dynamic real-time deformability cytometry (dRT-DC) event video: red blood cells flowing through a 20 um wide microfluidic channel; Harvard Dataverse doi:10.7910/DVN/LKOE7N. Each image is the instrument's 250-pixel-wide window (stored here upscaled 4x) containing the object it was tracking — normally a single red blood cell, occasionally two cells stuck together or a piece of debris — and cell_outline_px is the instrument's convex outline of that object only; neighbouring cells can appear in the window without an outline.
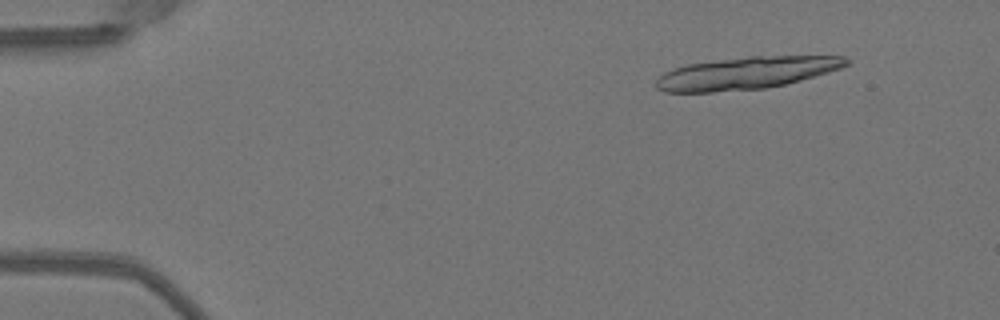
{"species": "Egyptian fruit bat (a non-hibernating species)", "species_latin": "Rousettus aegyptiacus", "temperature_condition": "warm", "stored_images_in_passage": 18, "camera_frame_rate_fps": 3000, "um_per_image_px": 0.085, "animal": {"sex": "female"}, "frame": {"image": 1, "passage_image": 6, "time_ms": 1.667, "image_size_px": [1000, 320], "cell_outline_px": [[848, 64], [840, 68], [828, 72], [800, 80], [784, 84], [764, 88], [712, 92], [664, 92], [656, 88], [656, 80], [664, 72], [688, 64], [748, 56], [844, 56], [848, 60]], "centroid_in_image_um": [63.41, 6.21], "position_along_channel_um": 21.6, "area_um2": 35.37}}